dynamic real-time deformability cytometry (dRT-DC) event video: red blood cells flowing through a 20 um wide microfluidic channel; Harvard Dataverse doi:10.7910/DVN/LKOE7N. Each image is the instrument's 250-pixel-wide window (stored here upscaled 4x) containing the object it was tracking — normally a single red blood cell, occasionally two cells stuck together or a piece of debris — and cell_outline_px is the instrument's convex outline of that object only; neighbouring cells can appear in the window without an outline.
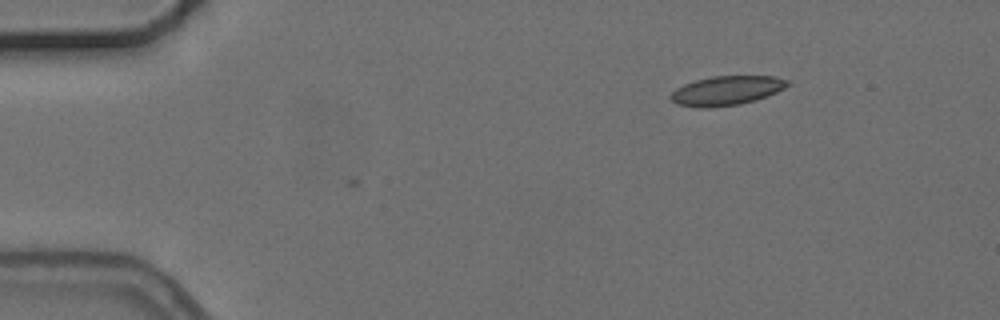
{"species": "common noctule bat (a hibernating species)", "species_latin": "Nyctalus noctula", "temperature_condition": "cold", "stored_images_in_passage": 2, "camera_frame_rate_fps": 3000, "um_per_image_px": 0.085, "animal": {"sex": "female", "body_mass_g": 24.6, "forearm_length_mm": 56.2}, "frame": {"image": 1, "passage_image": 2, "time_ms": 2.0, "image_size_px": [1000, 320], "cell_outline_px": [[792, 84], [776, 92], [756, 100], [740, 104], [708, 108], [700, 108], [676, 104], [668, 96], [676, 88], [684, 84], [696, 80], [712, 76], [776, 76], [788, 80]], "centroid_in_image_um": [61.76, 7.7], "position_along_channel_um": 23.2, "area_um2": 20.06}}